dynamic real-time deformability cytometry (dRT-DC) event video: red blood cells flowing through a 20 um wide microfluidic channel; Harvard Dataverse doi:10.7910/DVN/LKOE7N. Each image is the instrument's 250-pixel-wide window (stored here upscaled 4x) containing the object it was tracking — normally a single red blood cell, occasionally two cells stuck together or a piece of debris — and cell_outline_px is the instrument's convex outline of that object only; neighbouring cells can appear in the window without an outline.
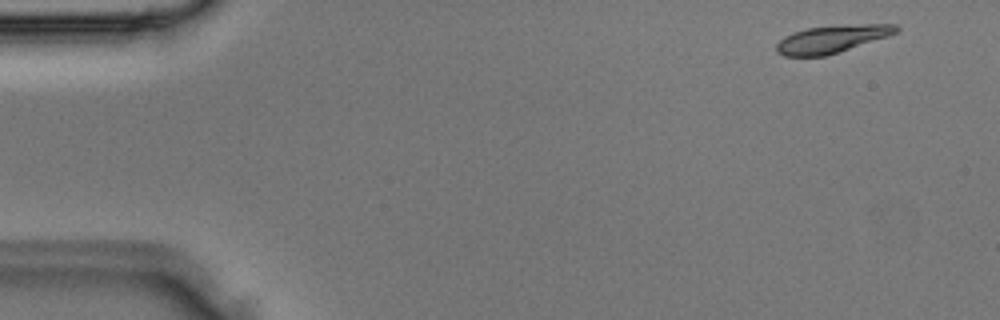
{"species": "Egyptian fruit bat (a non-hibernating species)", "species_latin": "Rousettus aegyptiacus", "temperature_condition": "room temperature", "stored_images_in_passage": 3, "camera_frame_rate_fps": 3000, "um_per_image_px": 0.085, "animal": {"sex": "male"}, "frame": {"image": 1, "passage_image": 1, "time_ms": 0.0, "image_size_px": [1000, 320], "cell_outline_px": [[900, 28], [896, 32], [888, 36], [824, 56], [784, 56], [776, 52], [776, 44], [784, 36], [792, 32], [808, 28], [860, 24], [896, 24]], "centroid_in_image_um": [70.67, 3.31], "position_along_channel_um": 14.3, "area_um2": 18.9}}
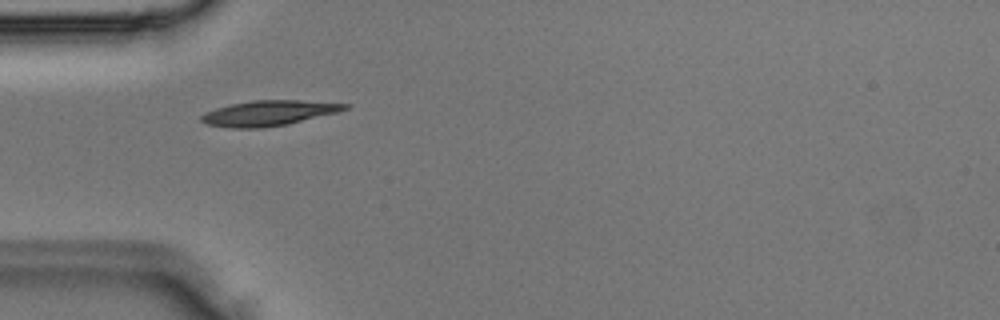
{"frame": {"image": 2, "passage_image": 3, "time_ms": 0.667, "image_size_px": [1000, 320], "cell_outline_px": [[352, 104], [348, 108], [336, 112], [288, 124], [264, 128], [228, 128], [208, 124], [200, 120], [200, 116], [204, 112], [216, 108], [232, 104], [252, 100], [300, 100]], "centroid_in_image_um": [22.82, 9.61], "position_along_channel_um": 62.2, "area_um2": 21.1}}